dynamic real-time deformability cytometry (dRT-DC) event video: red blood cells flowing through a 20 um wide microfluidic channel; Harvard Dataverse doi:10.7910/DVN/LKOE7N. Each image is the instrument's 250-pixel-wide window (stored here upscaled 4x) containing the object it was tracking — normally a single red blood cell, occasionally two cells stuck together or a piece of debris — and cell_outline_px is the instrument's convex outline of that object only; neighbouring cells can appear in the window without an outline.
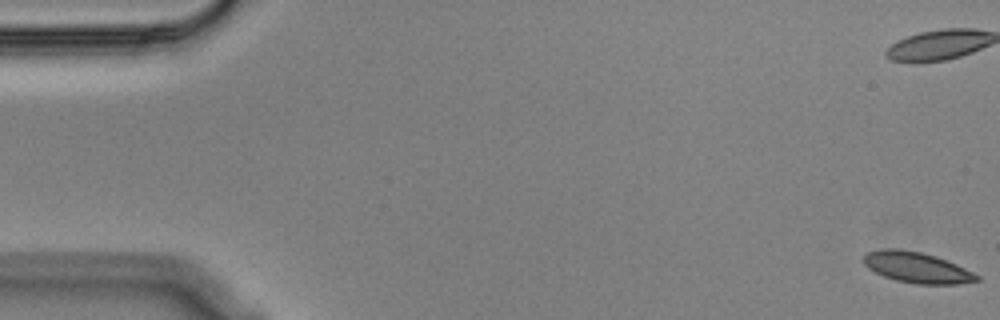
{"species": "Egyptian fruit bat (a non-hibernating species)", "species_latin": "Rousettus aegyptiacus", "temperature_condition": "cold", "stored_images_in_passage": 57, "camera_frame_rate_fps": 3000, "um_per_image_px": 0.085, "animal": {"sex": "male"}, "frame": {"image": 1, "passage_image": 1, "time_ms": 0.0, "image_size_px": [1000, 320], "cell_outline_px": [[980, 280], [956, 284], [916, 284], [896, 280], [884, 276], [868, 268], [860, 260], [860, 256], [864, 252], [884, 248], [896, 248], [920, 252], [936, 256], [956, 264], [980, 276]], "centroid_in_image_um": [77.85, 22.72], "position_along_channel_um": 7.1, "area_um2": 20.46}, "authors_computed_cell_mechanics": {"area_um2": 20.808, "velocity_mm_per_s": 3.5443, "shape_relaxation_time_tau1_ms": 3.8148, "shape_relaxation_time_tau2_ms": null, "deformation_change_tau1": 0.0853, "deformation_change_tau2": null}}